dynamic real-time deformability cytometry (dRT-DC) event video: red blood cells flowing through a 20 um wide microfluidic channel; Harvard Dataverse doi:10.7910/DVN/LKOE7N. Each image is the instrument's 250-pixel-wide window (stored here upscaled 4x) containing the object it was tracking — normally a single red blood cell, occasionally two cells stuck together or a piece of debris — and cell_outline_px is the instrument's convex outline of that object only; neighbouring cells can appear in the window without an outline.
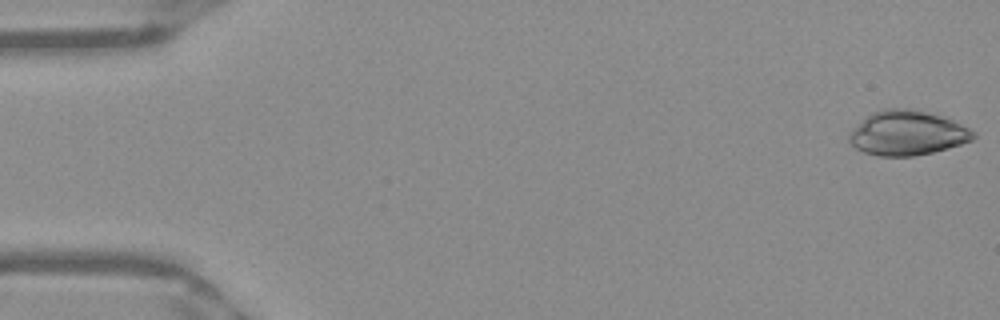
{"species": "Egyptian fruit bat (a non-hibernating species)", "species_latin": "Rousettus aegyptiacus", "temperature_condition": "warm", "stored_images_in_passage": 51, "camera_frame_rate_fps": 3000, "um_per_image_px": 0.085, "frame": {"image": 1, "passage_image": 1, "time_ms": 0.0, "image_size_px": [1000, 320], "cell_outline_px": [[976, 136], [972, 140], [948, 148], [932, 152], [912, 156], [880, 156], [864, 152], [856, 148], [848, 140], [848, 132], [868, 116], [884, 108], [912, 108], [944, 116], [976, 132]], "centroid_in_image_um": [77.12, 11.3], "position_along_channel_um": 7.9, "area_um2": 32.14}}
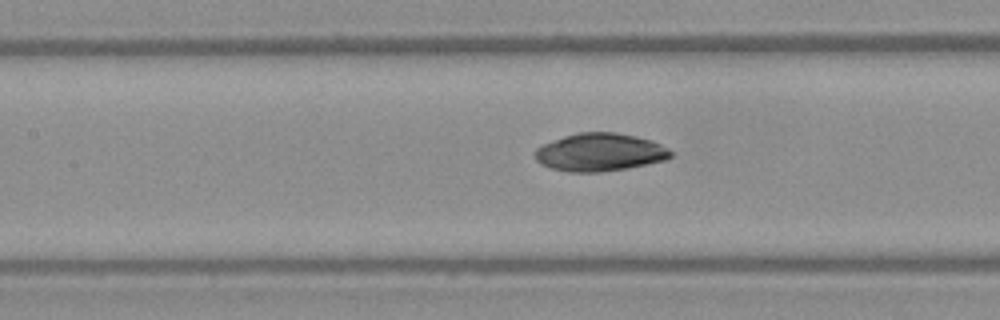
{"frame": {"image": 2, "passage_image": 23, "time_ms": 7.333, "image_size_px": [1000, 320], "cell_outline_px": [[672, 156], [664, 160], [648, 164], [628, 168], [600, 172], [568, 172], [552, 168], [540, 164], [536, 160], [536, 148], [544, 144], [564, 136], [580, 132], [616, 132], [636, 136], [652, 140], [668, 148], [672, 152]], "centroid_in_image_um": [51.01, 12.94], "position_along_channel_um": 156.4, "area_um2": 29.94}}
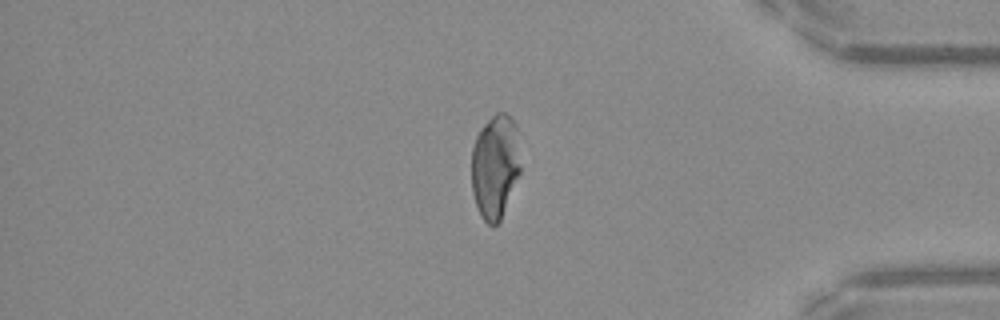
{"frame": {"image": 3, "passage_image": 43, "time_ms": 14.0, "image_size_px": [1000, 320], "cell_outline_px": [[520, 172], [500, 220], [496, 224], [488, 224], [480, 216], [472, 192], [472, 148], [476, 136], [480, 128], [496, 112], [504, 112], [516, 124], [520, 168]], "centroid_in_image_um": [42.07, 14.13], "position_along_channel_um": 393.1, "area_um2": 29.48}}